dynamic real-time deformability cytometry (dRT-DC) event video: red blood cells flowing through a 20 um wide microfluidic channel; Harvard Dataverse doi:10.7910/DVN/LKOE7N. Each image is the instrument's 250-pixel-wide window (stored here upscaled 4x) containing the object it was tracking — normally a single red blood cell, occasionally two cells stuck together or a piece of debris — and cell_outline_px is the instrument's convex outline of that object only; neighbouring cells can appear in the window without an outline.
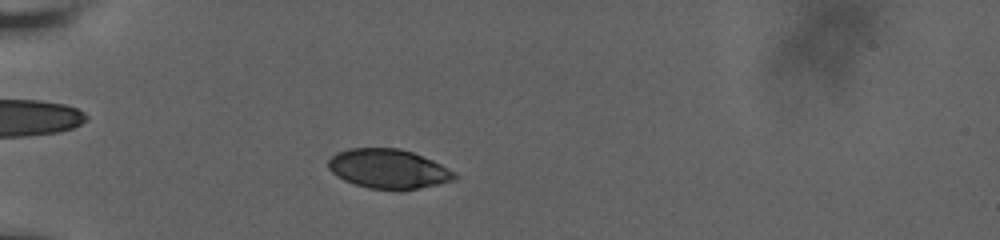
{"species": "human", "species_latin": "Homo sapiens", "temperature_condition": "room temperature", "stored_images_in_passage": 46, "camera_frame_rate_fps": 3000, "um_per_image_px": 0.085, "donor": {"sex": "male"}, "frame": {"image": 1, "passage_image": 4, "time_ms": 1.333, "image_size_px": [1000, 240], "cell_outline_px": [[456, 180], [416, 188], [368, 188], [344, 180], [336, 176], [328, 168], [328, 160], [336, 152], [348, 148], [400, 148], [412, 152], [432, 160], [456, 172]], "centroid_in_image_um": [32.98, 14.32], "position_along_channel_um": 52.0, "area_um2": 28.55}}
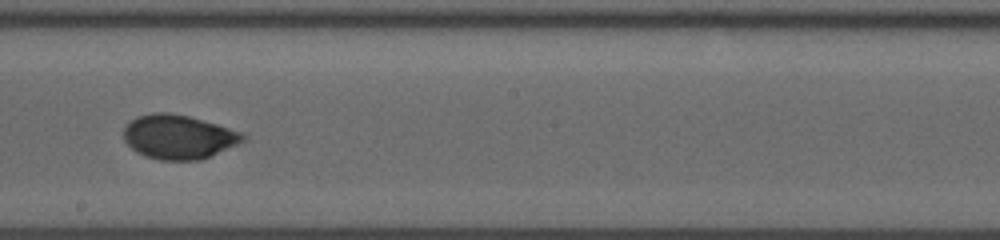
{"frame": {"image": 2, "passage_image": 20, "time_ms": 7.0, "image_size_px": [1000, 240], "cell_outline_px": [[248, 136], [244, 140], [236, 144], [200, 160], [160, 160], [144, 156], [136, 152], [124, 140], [124, 128], [136, 116], [152, 112], [168, 112], [188, 116], [244, 132]], "centroid_in_image_um": [15.16, 11.63], "position_along_channel_um": 233.0, "area_um2": 30.58}}
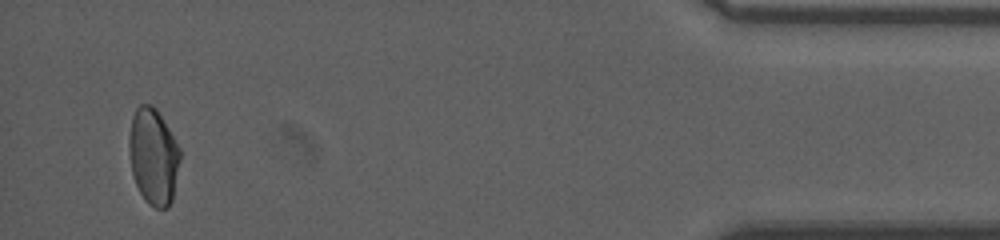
{"frame": {"image": 3, "passage_image": 43, "time_ms": 14.0, "image_size_px": [1000, 240], "cell_outline_px": [[180, 160], [172, 200], [168, 208], [156, 208], [148, 204], [144, 200], [136, 184], [132, 172], [128, 148], [128, 140], [132, 116], [136, 108], [140, 104], [152, 104], [156, 108], [180, 148]], "centroid_in_image_um": [13.02, 13.29], "position_along_channel_um": 422.2, "area_um2": 28.67}, "authors_computed_cell_mechanics": {"area_um2": 29.7092, "velocity_mm_per_s": 3.6427, "shape_relaxation_time_tau1_ms": 5.1747, "shape_relaxation_time_tau2_ms": null, "deformation_change_tau1": 0.1271, "deformation_change_tau2": null}}